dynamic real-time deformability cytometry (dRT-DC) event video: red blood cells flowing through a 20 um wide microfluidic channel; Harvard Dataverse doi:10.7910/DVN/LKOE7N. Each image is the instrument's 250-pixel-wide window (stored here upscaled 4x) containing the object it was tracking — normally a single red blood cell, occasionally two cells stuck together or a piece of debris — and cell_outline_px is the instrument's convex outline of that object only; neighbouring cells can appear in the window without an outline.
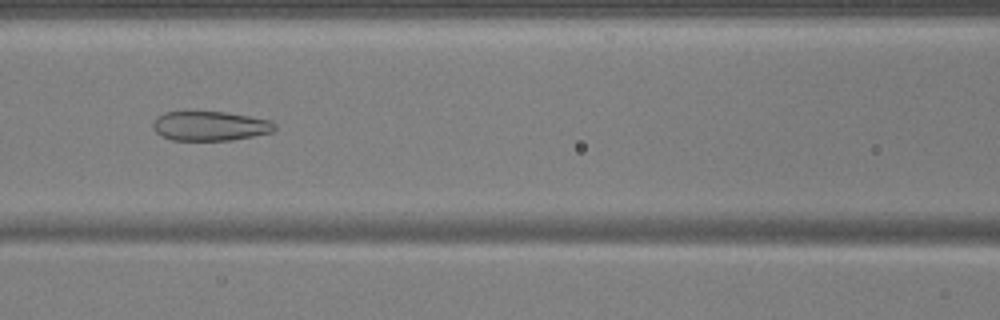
{"species": "common noctule bat (a hibernating species)", "species_latin": "Nyctalus noctula", "temperature_condition": "warm", "stored_images_in_passage": 42, "camera_frame_rate_fps": 3000, "um_per_image_px": 0.085, "animal": {"sex": "male", "body_mass_g": 17.9, "forearm_length_mm": 54.2}, "frame": {"image": 1, "passage_image": 12, "time_ms": 3.667, "image_size_px": [1000, 320], "cell_outline_px": [[276, 128], [272, 132], [232, 140], [172, 140], [160, 136], [152, 128], [152, 124], [156, 116], [164, 112], [228, 112], [272, 120], [276, 124]], "centroid_in_image_um": [17.85, 10.7], "position_along_channel_um": 148.8, "area_um2": 21.1}}
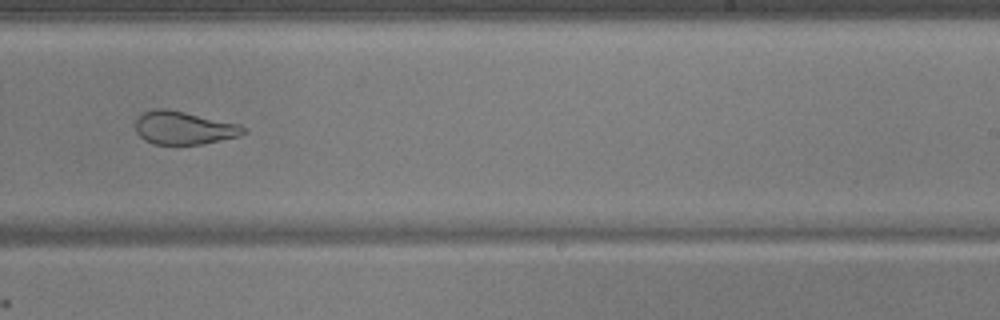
{"frame": {"image": 2, "passage_image": 22, "time_ms": 7.0, "image_size_px": [1000, 320], "cell_outline_px": [[248, 132], [240, 136], [200, 144], [152, 144], [144, 140], [136, 132], [136, 120], [144, 112], [156, 108], [168, 108], [240, 124], [248, 128]], "centroid_in_image_um": [15.66, 10.86], "position_along_channel_um": 273.3, "area_um2": 20.98}}
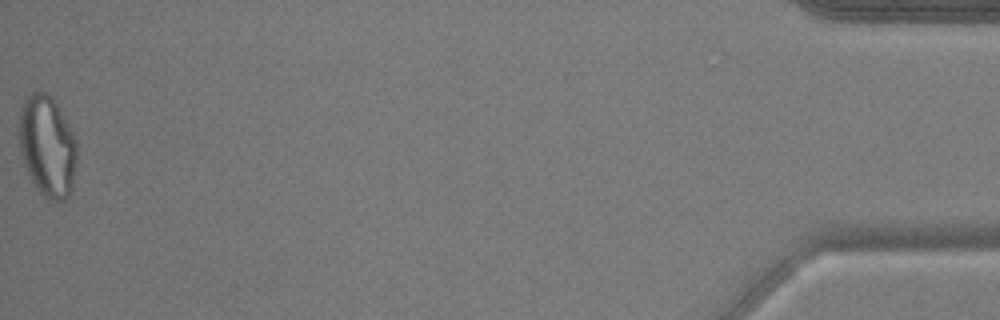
{"frame": {"image": 3, "passage_image": 42, "time_ms": 13.667, "image_size_px": [1000, 320], "cell_outline_px": [[76, 160], [72, 192], [64, 200], [48, 200], [36, 188], [24, 164], [20, 152], [20, 108], [24, 100], [32, 92], [44, 92], [52, 96], [72, 132], [76, 140]], "centroid_in_image_um": [4.03, 12.44], "position_along_channel_um": 431.2, "area_um2": 33.81}, "authors_computed_cell_mechanics": {"area_um2": 25.721, "velocity_mm_per_s": 3.7494, "shape_relaxation_time_tau1_ms": null, "shape_relaxation_time_tau2_ms": 1.8903, "deformation_change_tau1": null, "deformation_change_tau2": 0.0857}}